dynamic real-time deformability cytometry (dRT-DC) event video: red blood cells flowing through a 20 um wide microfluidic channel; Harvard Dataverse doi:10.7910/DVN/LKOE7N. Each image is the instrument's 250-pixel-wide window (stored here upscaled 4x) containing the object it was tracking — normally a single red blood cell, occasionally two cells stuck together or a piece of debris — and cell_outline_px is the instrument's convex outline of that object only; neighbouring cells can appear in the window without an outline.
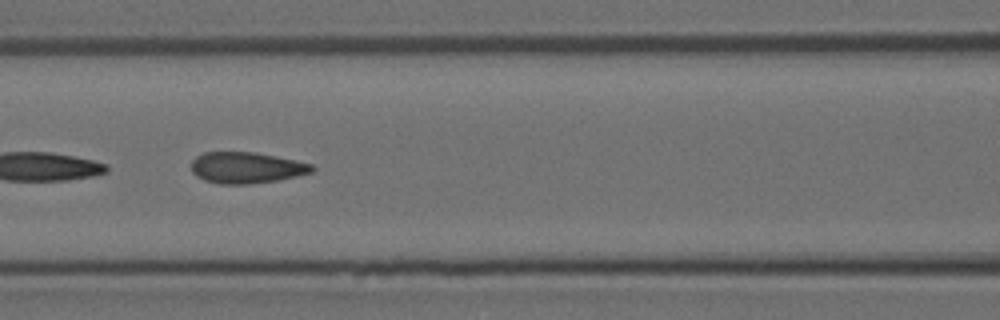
{"species": "Egyptian fruit bat (a non-hibernating species)", "species_latin": "Rousettus aegyptiacus", "temperature_condition": "room temperature", "stored_images_in_passage": 8, "camera_frame_rate_fps": 3000, "um_per_image_px": 0.085, "animal": {"sex": "female"}, "frame": {"image": 1, "passage_image": 6, "time_ms": 5.667, "image_size_px": [1000, 320], "cell_outline_px": [[316, 168], [312, 172], [296, 176], [276, 180], [248, 184], [220, 184], [204, 180], [196, 176], [192, 172], [192, 160], [196, 156], [204, 152], [256, 152], [296, 160], [312, 164]], "centroid_in_image_um": [20.94, 14.25], "position_along_channel_um": 145.7, "area_um2": 21.96}}
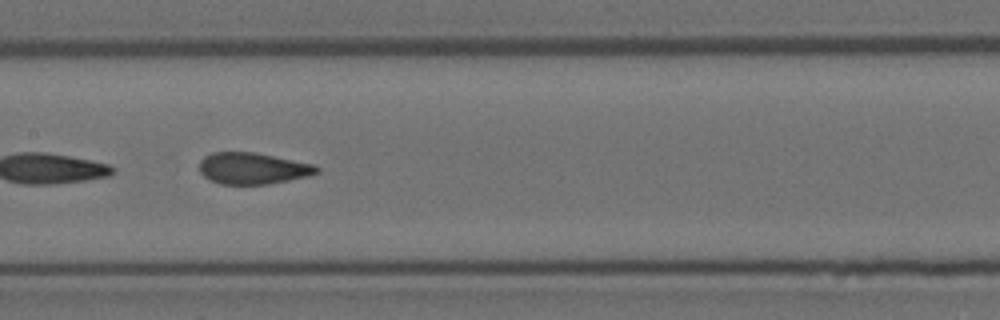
{"frame": {"image": 2, "passage_image": 7, "time_ms": 6.667, "image_size_px": [1000, 320], "cell_outline_px": [[320, 168], [316, 172], [308, 176], [268, 184], [220, 184], [204, 176], [200, 172], [200, 160], [204, 156], [212, 152], [256, 152], [312, 164]], "centroid_in_image_um": [21.45, 14.3], "position_along_channel_um": 186.0, "area_um2": 21.33}}
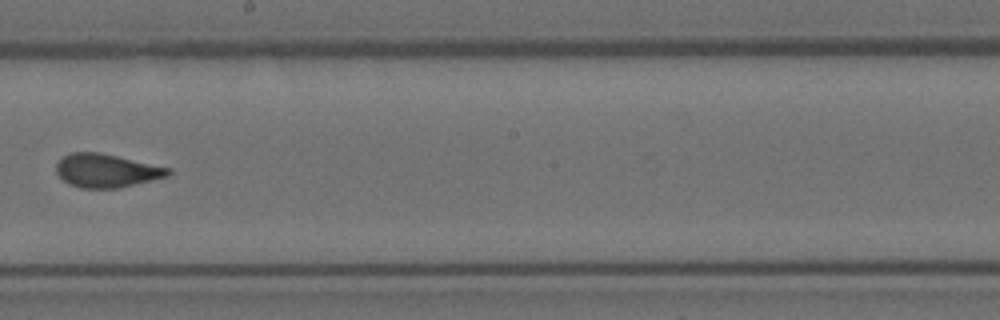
{"frame": {"image": 3, "passage_image": 8, "time_ms": 8.0, "image_size_px": [1000, 320], "cell_outline_px": [[172, 172], [168, 176], [120, 188], [80, 188], [68, 184], [56, 172], [56, 164], [64, 156], [72, 152], [100, 152], [172, 168]], "centroid_in_image_um": [9.07, 14.5], "position_along_channel_um": 239.1, "area_um2": 21.91}}